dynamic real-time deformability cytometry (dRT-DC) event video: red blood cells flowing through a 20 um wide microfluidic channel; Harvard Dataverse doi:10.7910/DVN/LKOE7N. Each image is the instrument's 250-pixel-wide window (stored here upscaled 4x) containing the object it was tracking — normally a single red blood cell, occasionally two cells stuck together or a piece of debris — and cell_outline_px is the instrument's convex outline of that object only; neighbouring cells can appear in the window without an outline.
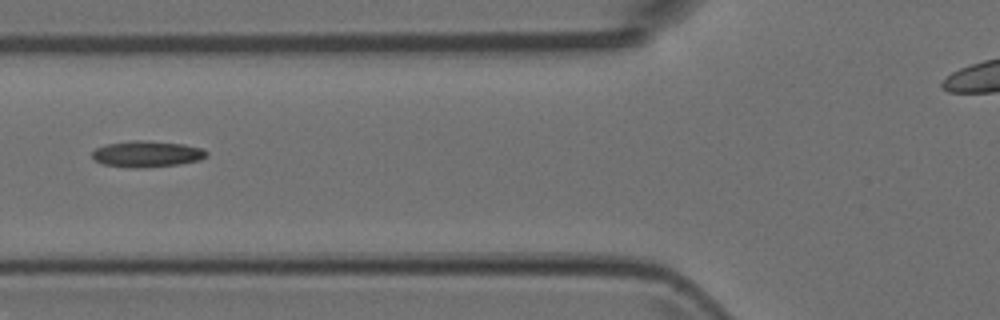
{"species": "Egyptian fruit bat (a non-hibernating species)", "species_latin": "Rousettus aegyptiacus", "temperature_condition": "room temperature", "stored_images_in_passage": 4, "camera_frame_rate_fps": 3000, "um_per_image_px": 0.085, "animal": {"sex": "female"}, "frame": {"image": 1, "passage_image": 4, "time_ms": 1.0, "image_size_px": [1000, 320], "cell_outline_px": [[208, 156], [200, 160], [180, 164], [144, 168], [136, 168], [104, 164], [96, 160], [92, 156], [92, 152], [96, 148], [108, 144], [132, 140], [148, 140], [184, 144], [200, 148], [208, 152]], "centroid_in_image_um": [12.53, 13.08], "position_along_channel_um": 113.3, "area_um2": 17.46}}